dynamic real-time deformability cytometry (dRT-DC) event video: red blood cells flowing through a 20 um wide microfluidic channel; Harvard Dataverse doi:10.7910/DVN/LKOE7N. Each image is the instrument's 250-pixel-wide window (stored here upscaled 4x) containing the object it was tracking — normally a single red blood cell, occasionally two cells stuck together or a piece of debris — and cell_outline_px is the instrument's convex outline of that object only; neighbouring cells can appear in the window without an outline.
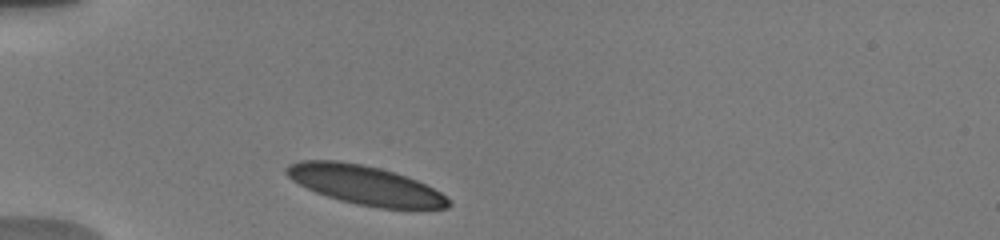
{"species": "human", "species_latin": "Homo sapiens", "temperature_condition": "warm", "stored_images_in_passage": 5, "camera_frame_rate_fps": 3000, "um_per_image_px": 0.085, "donor": {"sex": "male"}, "frame": {"image": 1, "passage_image": 2, "time_ms": 0.333, "image_size_px": [1000, 240], "cell_outline_px": [[452, 204], [448, 208], [380, 208], [356, 204], [340, 200], [316, 192], [292, 180], [284, 172], [284, 168], [288, 164], [300, 160], [336, 160], [360, 164], [380, 168], [416, 180], [440, 192]], "centroid_in_image_um": [30.98, 15.72], "position_along_channel_um": 54.0, "area_um2": 36.41}}